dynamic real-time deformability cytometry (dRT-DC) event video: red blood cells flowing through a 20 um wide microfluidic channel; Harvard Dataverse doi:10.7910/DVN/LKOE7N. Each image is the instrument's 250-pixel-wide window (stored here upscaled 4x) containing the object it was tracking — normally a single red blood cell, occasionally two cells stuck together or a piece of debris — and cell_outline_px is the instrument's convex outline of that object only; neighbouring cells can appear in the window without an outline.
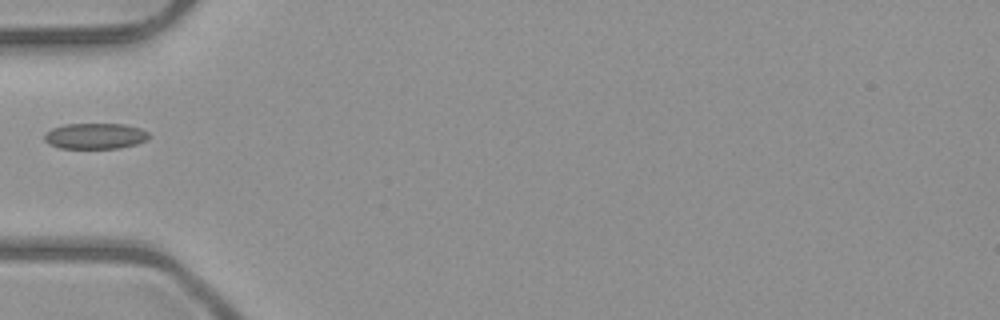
{"species": "common noctule bat (a hibernating species)", "species_latin": "Nyctalus noctula", "temperature_condition": "room temperature", "stored_images_in_passage": 35, "camera_frame_rate_fps": 3000, "um_per_image_px": 0.085, "animal": {"sex": "male", "body_mass_g": 23.1, "forearm_length_mm": 52.7}, "frame": {"image": 1, "passage_image": 1, "time_ms": 0.0, "image_size_px": [1000, 320], "cell_outline_px": [[152, 136], [136, 144], [120, 148], [60, 148], [48, 144], [44, 140], [44, 136], [52, 128], [64, 124], [124, 124], [140, 128], [148, 132]], "centroid_in_image_um": [8.1, 11.56], "position_along_channel_um": 76.9, "area_um2": 15.72}}
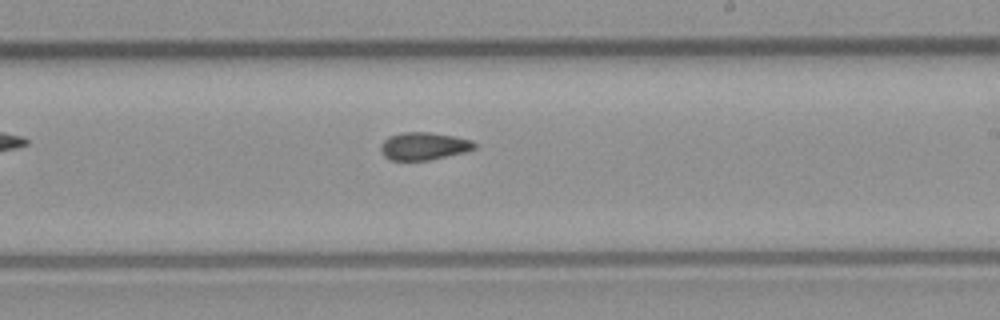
{"frame": {"image": 2, "passage_image": 14, "time_ms": 4.333, "image_size_px": [1000, 320], "cell_outline_px": [[476, 148], [464, 152], [428, 160], [388, 160], [380, 152], [380, 144], [388, 136], [400, 132], [428, 132], [452, 136], [472, 140], [476, 144]], "centroid_in_image_um": [35.97, 12.42], "position_along_channel_um": 253.0, "area_um2": 15.14}}
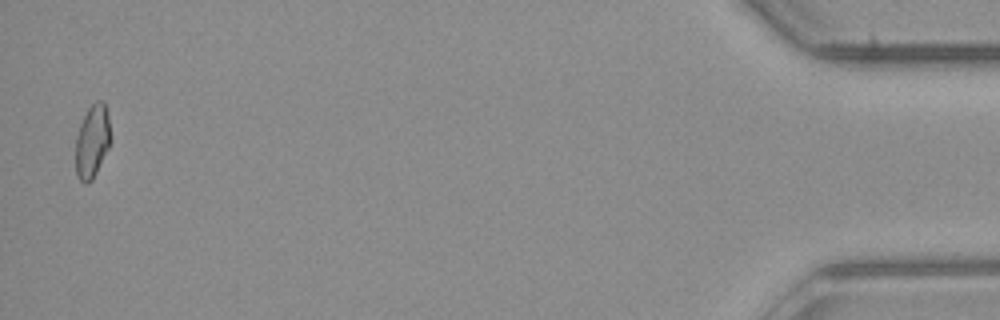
{"frame": {"image": 3, "passage_image": 34, "time_ms": 11.0, "image_size_px": [1000, 320], "cell_outline_px": [[112, 140], [92, 180], [88, 184], [84, 184], [76, 176], [76, 136], [80, 124], [88, 108], [96, 100], [104, 100], [108, 116]], "centroid_in_image_um": [7.85, 12.0], "position_along_channel_um": 427.4, "area_um2": 15.03}}